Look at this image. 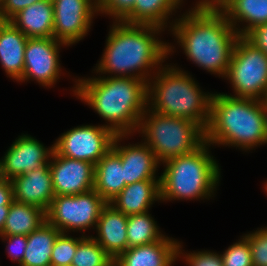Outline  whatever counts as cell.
<instances>
[{"instance_id":"e575fe53","label":"cell","mask_w":267,"mask_h":266,"mask_svg":"<svg viewBox=\"0 0 267 266\" xmlns=\"http://www.w3.org/2000/svg\"><path fill=\"white\" fill-rule=\"evenodd\" d=\"M3 238L9 240L8 250L9 256L12 257L14 261H18L19 265L22 263L25 249L27 245V235H0Z\"/></svg>"},{"instance_id":"8992f818","label":"cell","mask_w":267,"mask_h":266,"mask_svg":"<svg viewBox=\"0 0 267 266\" xmlns=\"http://www.w3.org/2000/svg\"><path fill=\"white\" fill-rule=\"evenodd\" d=\"M206 141L195 151L165 161L160 176V200L209 197L219 181V167ZM211 192V193H210Z\"/></svg>"},{"instance_id":"3957f363","label":"cell","mask_w":267,"mask_h":266,"mask_svg":"<svg viewBox=\"0 0 267 266\" xmlns=\"http://www.w3.org/2000/svg\"><path fill=\"white\" fill-rule=\"evenodd\" d=\"M116 24L109 32L106 50L96 69L97 72H114L119 73V77H136L147 81L145 70L163 62L172 50V47L154 36L162 28L148 24H128L123 21ZM134 70L140 71L135 74Z\"/></svg>"},{"instance_id":"cb8c5ba5","label":"cell","mask_w":267,"mask_h":266,"mask_svg":"<svg viewBox=\"0 0 267 266\" xmlns=\"http://www.w3.org/2000/svg\"><path fill=\"white\" fill-rule=\"evenodd\" d=\"M46 221V212L41 208L14 200L0 235H29Z\"/></svg>"},{"instance_id":"4316f807","label":"cell","mask_w":267,"mask_h":266,"mask_svg":"<svg viewBox=\"0 0 267 266\" xmlns=\"http://www.w3.org/2000/svg\"><path fill=\"white\" fill-rule=\"evenodd\" d=\"M126 231L128 248L151 244L164 236L148 212L128 215Z\"/></svg>"},{"instance_id":"1f68e13d","label":"cell","mask_w":267,"mask_h":266,"mask_svg":"<svg viewBox=\"0 0 267 266\" xmlns=\"http://www.w3.org/2000/svg\"><path fill=\"white\" fill-rule=\"evenodd\" d=\"M98 11L105 12L117 22L123 21L133 10L135 0H97Z\"/></svg>"},{"instance_id":"7402d4cb","label":"cell","mask_w":267,"mask_h":266,"mask_svg":"<svg viewBox=\"0 0 267 266\" xmlns=\"http://www.w3.org/2000/svg\"><path fill=\"white\" fill-rule=\"evenodd\" d=\"M125 186L121 158L111 148L95 165L93 189L109 203Z\"/></svg>"},{"instance_id":"83f0119b","label":"cell","mask_w":267,"mask_h":266,"mask_svg":"<svg viewBox=\"0 0 267 266\" xmlns=\"http://www.w3.org/2000/svg\"><path fill=\"white\" fill-rule=\"evenodd\" d=\"M114 260L91 236L80 238L71 266H109Z\"/></svg>"},{"instance_id":"d6986e66","label":"cell","mask_w":267,"mask_h":266,"mask_svg":"<svg viewBox=\"0 0 267 266\" xmlns=\"http://www.w3.org/2000/svg\"><path fill=\"white\" fill-rule=\"evenodd\" d=\"M53 1L43 0L19 11L9 21L28 38L54 37Z\"/></svg>"},{"instance_id":"4fadbf2b","label":"cell","mask_w":267,"mask_h":266,"mask_svg":"<svg viewBox=\"0 0 267 266\" xmlns=\"http://www.w3.org/2000/svg\"><path fill=\"white\" fill-rule=\"evenodd\" d=\"M49 162L55 195H77L93 190L95 165L59 155L53 150Z\"/></svg>"},{"instance_id":"44dd1931","label":"cell","mask_w":267,"mask_h":266,"mask_svg":"<svg viewBox=\"0 0 267 266\" xmlns=\"http://www.w3.org/2000/svg\"><path fill=\"white\" fill-rule=\"evenodd\" d=\"M159 181L143 180L128 184L109 203L127 216L148 212L152 202L160 200Z\"/></svg>"},{"instance_id":"f35d334b","label":"cell","mask_w":267,"mask_h":266,"mask_svg":"<svg viewBox=\"0 0 267 266\" xmlns=\"http://www.w3.org/2000/svg\"><path fill=\"white\" fill-rule=\"evenodd\" d=\"M10 206H0V233L5 226L6 218L8 216Z\"/></svg>"},{"instance_id":"e0dca14e","label":"cell","mask_w":267,"mask_h":266,"mask_svg":"<svg viewBox=\"0 0 267 266\" xmlns=\"http://www.w3.org/2000/svg\"><path fill=\"white\" fill-rule=\"evenodd\" d=\"M181 245L164 236L151 244L128 248L114 263L117 266H171L181 252Z\"/></svg>"},{"instance_id":"ab89813d","label":"cell","mask_w":267,"mask_h":266,"mask_svg":"<svg viewBox=\"0 0 267 266\" xmlns=\"http://www.w3.org/2000/svg\"><path fill=\"white\" fill-rule=\"evenodd\" d=\"M260 101H261L264 115H265V125H266V142L265 143H267V96L261 99Z\"/></svg>"},{"instance_id":"9a60e30c","label":"cell","mask_w":267,"mask_h":266,"mask_svg":"<svg viewBox=\"0 0 267 266\" xmlns=\"http://www.w3.org/2000/svg\"><path fill=\"white\" fill-rule=\"evenodd\" d=\"M14 200L37 206L47 212L55 196L49 164L11 180Z\"/></svg>"},{"instance_id":"ffe728a7","label":"cell","mask_w":267,"mask_h":266,"mask_svg":"<svg viewBox=\"0 0 267 266\" xmlns=\"http://www.w3.org/2000/svg\"><path fill=\"white\" fill-rule=\"evenodd\" d=\"M28 37L10 21H0V62L5 72L19 80L24 70V51Z\"/></svg>"},{"instance_id":"2e32d148","label":"cell","mask_w":267,"mask_h":266,"mask_svg":"<svg viewBox=\"0 0 267 266\" xmlns=\"http://www.w3.org/2000/svg\"><path fill=\"white\" fill-rule=\"evenodd\" d=\"M125 135H116L112 149L120 156L124 168L125 184H132L143 180H155L158 160L151 148L146 144L119 146L117 141Z\"/></svg>"},{"instance_id":"ba28073f","label":"cell","mask_w":267,"mask_h":266,"mask_svg":"<svg viewBox=\"0 0 267 266\" xmlns=\"http://www.w3.org/2000/svg\"><path fill=\"white\" fill-rule=\"evenodd\" d=\"M226 77L233 85L235 97L263 99L267 96V54L245 36H239Z\"/></svg>"},{"instance_id":"ac0fdd59","label":"cell","mask_w":267,"mask_h":266,"mask_svg":"<svg viewBox=\"0 0 267 266\" xmlns=\"http://www.w3.org/2000/svg\"><path fill=\"white\" fill-rule=\"evenodd\" d=\"M127 219V215L107 203L97 221L98 238L94 239L113 260L128 249Z\"/></svg>"},{"instance_id":"f1b7e54d","label":"cell","mask_w":267,"mask_h":266,"mask_svg":"<svg viewBox=\"0 0 267 266\" xmlns=\"http://www.w3.org/2000/svg\"><path fill=\"white\" fill-rule=\"evenodd\" d=\"M80 238H72L65 233H60L56 238L52 254L51 266H71L72 259L77 250Z\"/></svg>"},{"instance_id":"7c38bea8","label":"cell","mask_w":267,"mask_h":266,"mask_svg":"<svg viewBox=\"0 0 267 266\" xmlns=\"http://www.w3.org/2000/svg\"><path fill=\"white\" fill-rule=\"evenodd\" d=\"M61 44L66 45L54 37L28 38L24 51L23 75L18 81L33 78L43 86L53 85L60 72L58 48Z\"/></svg>"},{"instance_id":"484cf974","label":"cell","mask_w":267,"mask_h":266,"mask_svg":"<svg viewBox=\"0 0 267 266\" xmlns=\"http://www.w3.org/2000/svg\"><path fill=\"white\" fill-rule=\"evenodd\" d=\"M182 1V0H181ZM180 0H135L132 12L123 20L128 24H148L163 28L165 20Z\"/></svg>"},{"instance_id":"4dcf8cb0","label":"cell","mask_w":267,"mask_h":266,"mask_svg":"<svg viewBox=\"0 0 267 266\" xmlns=\"http://www.w3.org/2000/svg\"><path fill=\"white\" fill-rule=\"evenodd\" d=\"M249 242L253 266H267V227L245 235Z\"/></svg>"},{"instance_id":"836d02e7","label":"cell","mask_w":267,"mask_h":266,"mask_svg":"<svg viewBox=\"0 0 267 266\" xmlns=\"http://www.w3.org/2000/svg\"><path fill=\"white\" fill-rule=\"evenodd\" d=\"M186 261L189 266H223L221 255L209 251L188 254Z\"/></svg>"},{"instance_id":"8d00e7d4","label":"cell","mask_w":267,"mask_h":266,"mask_svg":"<svg viewBox=\"0 0 267 266\" xmlns=\"http://www.w3.org/2000/svg\"><path fill=\"white\" fill-rule=\"evenodd\" d=\"M14 201L11 180L0 177V206H10Z\"/></svg>"},{"instance_id":"7a4b0ae2","label":"cell","mask_w":267,"mask_h":266,"mask_svg":"<svg viewBox=\"0 0 267 266\" xmlns=\"http://www.w3.org/2000/svg\"><path fill=\"white\" fill-rule=\"evenodd\" d=\"M147 81L136 77H119L79 80L74 91L88 103L116 135H127L138 129L141 117L146 115Z\"/></svg>"},{"instance_id":"5b68a950","label":"cell","mask_w":267,"mask_h":266,"mask_svg":"<svg viewBox=\"0 0 267 266\" xmlns=\"http://www.w3.org/2000/svg\"><path fill=\"white\" fill-rule=\"evenodd\" d=\"M159 71L153 86L147 82L148 102L154 96L151 98V101L154 100L152 111L191 120L205 131L210 119L213 94L204 95L195 81L177 68L165 67Z\"/></svg>"},{"instance_id":"52a82bcc","label":"cell","mask_w":267,"mask_h":266,"mask_svg":"<svg viewBox=\"0 0 267 266\" xmlns=\"http://www.w3.org/2000/svg\"><path fill=\"white\" fill-rule=\"evenodd\" d=\"M141 117L139 127L156 159L163 163L171 158L189 154L205 142V131L195 122L151 112ZM145 120V122H144ZM143 121V122H142Z\"/></svg>"},{"instance_id":"603a6c76","label":"cell","mask_w":267,"mask_h":266,"mask_svg":"<svg viewBox=\"0 0 267 266\" xmlns=\"http://www.w3.org/2000/svg\"><path fill=\"white\" fill-rule=\"evenodd\" d=\"M61 232L47 220L27 235L25 254L20 266H51L54 242Z\"/></svg>"},{"instance_id":"5bb4252c","label":"cell","mask_w":267,"mask_h":266,"mask_svg":"<svg viewBox=\"0 0 267 266\" xmlns=\"http://www.w3.org/2000/svg\"><path fill=\"white\" fill-rule=\"evenodd\" d=\"M54 146L46 149L31 136H20L8 149L0 161V177L12 180L16 176L28 173L45 164H49Z\"/></svg>"},{"instance_id":"d4e9b609","label":"cell","mask_w":267,"mask_h":266,"mask_svg":"<svg viewBox=\"0 0 267 266\" xmlns=\"http://www.w3.org/2000/svg\"><path fill=\"white\" fill-rule=\"evenodd\" d=\"M222 12L237 34L245 36L256 26L267 23V0H230ZM238 20L247 22L248 26L238 31L234 26Z\"/></svg>"},{"instance_id":"74e56055","label":"cell","mask_w":267,"mask_h":266,"mask_svg":"<svg viewBox=\"0 0 267 266\" xmlns=\"http://www.w3.org/2000/svg\"><path fill=\"white\" fill-rule=\"evenodd\" d=\"M230 0H201L193 10H213L222 11Z\"/></svg>"},{"instance_id":"d590c367","label":"cell","mask_w":267,"mask_h":266,"mask_svg":"<svg viewBox=\"0 0 267 266\" xmlns=\"http://www.w3.org/2000/svg\"><path fill=\"white\" fill-rule=\"evenodd\" d=\"M245 37L267 54V23L256 26Z\"/></svg>"},{"instance_id":"d6a6232c","label":"cell","mask_w":267,"mask_h":266,"mask_svg":"<svg viewBox=\"0 0 267 266\" xmlns=\"http://www.w3.org/2000/svg\"><path fill=\"white\" fill-rule=\"evenodd\" d=\"M43 0H0V21H9L19 11Z\"/></svg>"},{"instance_id":"f546056e","label":"cell","mask_w":267,"mask_h":266,"mask_svg":"<svg viewBox=\"0 0 267 266\" xmlns=\"http://www.w3.org/2000/svg\"><path fill=\"white\" fill-rule=\"evenodd\" d=\"M221 258L223 266H253L248 239L243 236L242 240L223 252Z\"/></svg>"},{"instance_id":"9c48e42d","label":"cell","mask_w":267,"mask_h":266,"mask_svg":"<svg viewBox=\"0 0 267 266\" xmlns=\"http://www.w3.org/2000/svg\"><path fill=\"white\" fill-rule=\"evenodd\" d=\"M107 202L93 189L77 195H55L46 212V220L61 233L86 230L97 225Z\"/></svg>"},{"instance_id":"60d3db41","label":"cell","mask_w":267,"mask_h":266,"mask_svg":"<svg viewBox=\"0 0 267 266\" xmlns=\"http://www.w3.org/2000/svg\"><path fill=\"white\" fill-rule=\"evenodd\" d=\"M109 266H117L114 262L112 264H110Z\"/></svg>"},{"instance_id":"277c9868","label":"cell","mask_w":267,"mask_h":266,"mask_svg":"<svg viewBox=\"0 0 267 266\" xmlns=\"http://www.w3.org/2000/svg\"><path fill=\"white\" fill-rule=\"evenodd\" d=\"M205 141L250 149L266 142L265 115L260 100L213 94Z\"/></svg>"},{"instance_id":"8fae6325","label":"cell","mask_w":267,"mask_h":266,"mask_svg":"<svg viewBox=\"0 0 267 266\" xmlns=\"http://www.w3.org/2000/svg\"><path fill=\"white\" fill-rule=\"evenodd\" d=\"M54 38L66 45L80 41L90 29L92 16L98 11L94 0H52Z\"/></svg>"},{"instance_id":"6da1fadb","label":"cell","mask_w":267,"mask_h":266,"mask_svg":"<svg viewBox=\"0 0 267 266\" xmlns=\"http://www.w3.org/2000/svg\"><path fill=\"white\" fill-rule=\"evenodd\" d=\"M173 25L172 31L185 54L209 72L227 75L239 34L222 11L192 10Z\"/></svg>"},{"instance_id":"30bf717a","label":"cell","mask_w":267,"mask_h":266,"mask_svg":"<svg viewBox=\"0 0 267 266\" xmlns=\"http://www.w3.org/2000/svg\"><path fill=\"white\" fill-rule=\"evenodd\" d=\"M116 134L105 126H79L64 133L53 145L61 156L94 165L112 148Z\"/></svg>"}]
</instances>
